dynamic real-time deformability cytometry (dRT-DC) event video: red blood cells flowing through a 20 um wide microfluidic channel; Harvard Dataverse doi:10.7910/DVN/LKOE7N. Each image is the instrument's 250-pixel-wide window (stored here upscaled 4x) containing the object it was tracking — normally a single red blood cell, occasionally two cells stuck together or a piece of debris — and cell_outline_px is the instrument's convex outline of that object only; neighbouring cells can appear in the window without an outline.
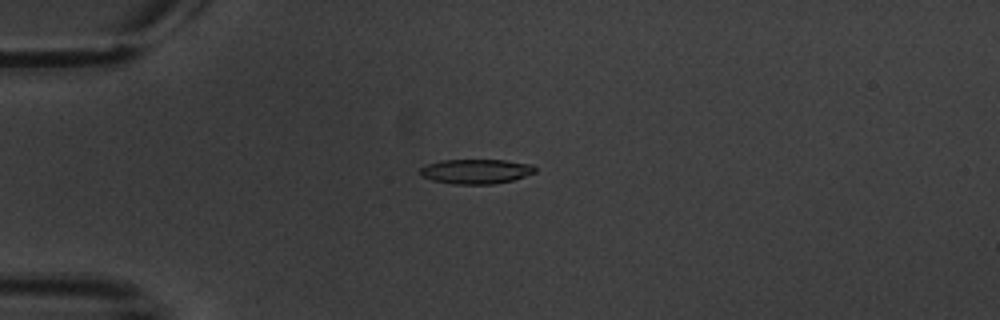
{"species": "common noctule bat (a hibernating species)", "species_latin": "Nyctalus noctula", "temperature_condition": "warm", "stored_images_in_passage": 6, "camera_frame_rate_fps": 3000, "um_per_image_px": 0.085, "animal": {"sex": "male", "body_mass_g": 20.1, "forearm_length_mm": 53.5}, "frame": {"image": 1, "passage_image": 5, "time_ms": 5.0, "image_size_px": [1000, 320], "cell_outline_px": [[536, 172], [512, 180], [492, 184], [452, 184], [432, 180], [420, 176], [420, 168], [428, 164], [444, 160], [504, 160], [532, 164], [536, 168]], "centroid_in_image_um": [40.45, 14.57], "position_along_channel_um": 44.5, "area_um2": 16.47}}